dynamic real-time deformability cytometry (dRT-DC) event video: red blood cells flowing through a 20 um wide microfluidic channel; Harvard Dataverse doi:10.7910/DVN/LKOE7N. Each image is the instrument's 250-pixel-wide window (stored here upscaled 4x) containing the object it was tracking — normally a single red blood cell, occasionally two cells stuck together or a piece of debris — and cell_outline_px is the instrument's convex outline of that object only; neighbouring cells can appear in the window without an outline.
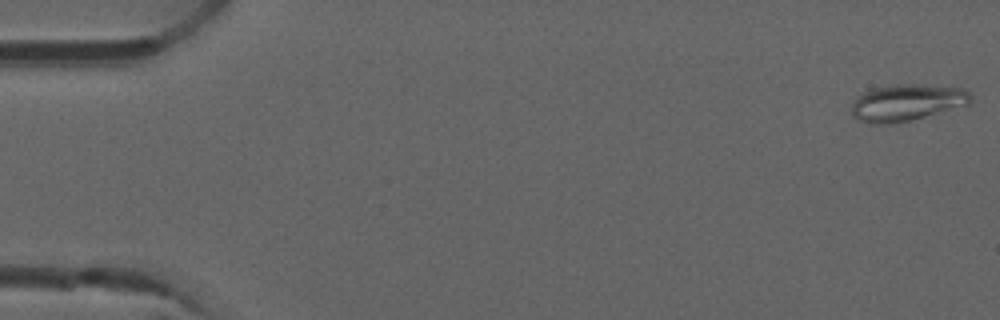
{"species": "common noctule bat (a hibernating species)", "species_latin": "Nyctalus noctula", "temperature_condition": "room temperature", "stored_images_in_passage": 5, "camera_frame_rate_fps": 3000, "um_per_image_px": 0.085, "animal": {"sex": "male", "forearm_length_mm": 52.5}, "frame": {"image": 1, "passage_image": 1, "time_ms": 0.0, "image_size_px": [1000, 320], "cell_outline_px": [[972, 100], [968, 104], [924, 116], [908, 120], [888, 124], [872, 124], [856, 120], [852, 116], [852, 104], [864, 92], [872, 88], [892, 84], [916, 84], [964, 88], [972, 96]], "centroid_in_image_um": [77.05, 8.71], "position_along_channel_um": 8.0, "area_um2": 25.2}}